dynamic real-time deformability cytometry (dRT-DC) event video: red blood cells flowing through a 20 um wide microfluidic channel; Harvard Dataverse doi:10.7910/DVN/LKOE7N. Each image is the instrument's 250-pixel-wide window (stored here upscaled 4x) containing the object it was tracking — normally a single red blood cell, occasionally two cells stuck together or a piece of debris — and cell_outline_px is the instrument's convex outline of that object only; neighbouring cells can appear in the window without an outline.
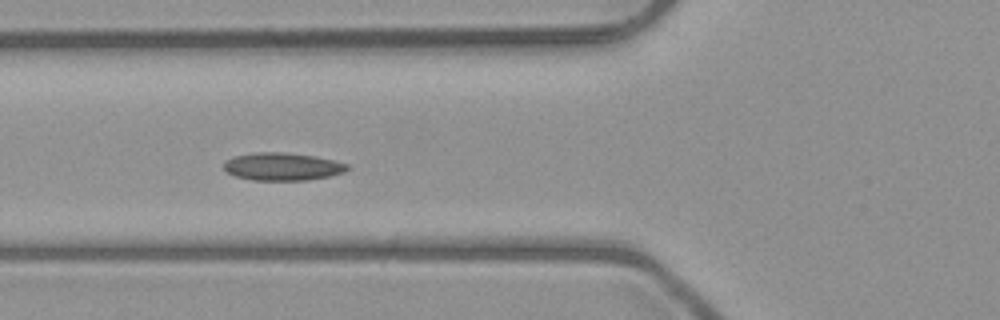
{"species": "common noctule bat (a hibernating species)", "species_latin": "Nyctalus noctula", "temperature_condition": "room temperature", "stored_images_in_passage": 6, "camera_frame_rate_fps": 3000, "um_per_image_px": 0.085, "animal": {"sex": "male", "body_mass_g": 23.1, "forearm_length_mm": 52.7}, "frame": {"image": 1, "passage_image": 4, "time_ms": 3.333, "image_size_px": [1000, 320], "cell_outline_px": [[348, 168], [344, 172], [328, 176], [308, 180], [252, 180], [236, 176], [228, 172], [224, 168], [224, 160], [232, 156], [256, 152], [284, 152], [316, 156], [348, 164]], "centroid_in_image_um": [23.97, 14.15], "position_along_channel_um": 101.8, "area_um2": 19.94}}
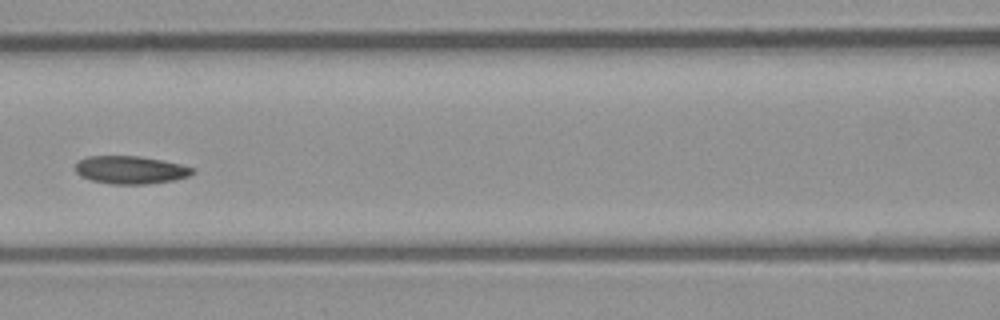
{"frame": {"image": 2, "passage_image": 5, "time_ms": 4.667, "image_size_px": [1000, 320], "cell_outline_px": [[196, 172], [188, 176], [176, 180], [144, 184], [112, 184], [92, 180], [80, 176], [76, 172], [76, 164], [80, 160], [88, 156], [140, 156], [164, 160], [196, 168]], "centroid_in_image_um": [11.15, 14.44], "position_along_channel_um": 155.5, "area_um2": 19.13}}
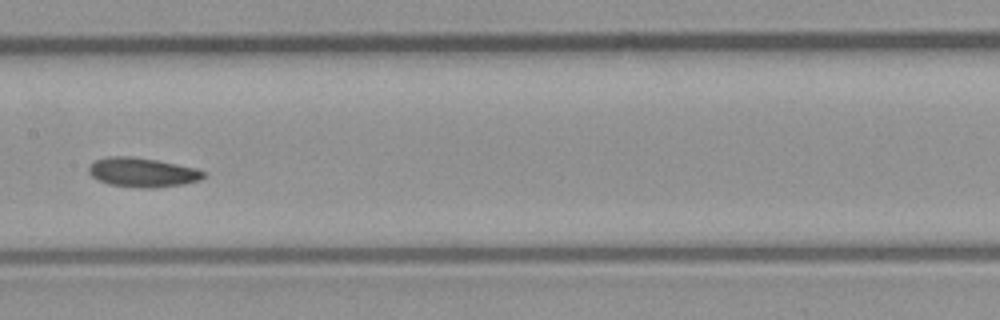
{"frame": {"image": 3, "passage_image": 6, "time_ms": 5.667, "image_size_px": [1000, 320], "cell_outline_px": [[204, 176], [200, 180], [184, 184], [156, 188], [140, 188], [108, 184], [92, 176], [88, 172], [88, 168], [96, 160], [108, 156], [128, 156], [156, 160], [196, 168], [204, 172]], "centroid_in_image_um": [12.11, 14.66], "position_along_channel_um": 195.3, "area_um2": 19.48}}